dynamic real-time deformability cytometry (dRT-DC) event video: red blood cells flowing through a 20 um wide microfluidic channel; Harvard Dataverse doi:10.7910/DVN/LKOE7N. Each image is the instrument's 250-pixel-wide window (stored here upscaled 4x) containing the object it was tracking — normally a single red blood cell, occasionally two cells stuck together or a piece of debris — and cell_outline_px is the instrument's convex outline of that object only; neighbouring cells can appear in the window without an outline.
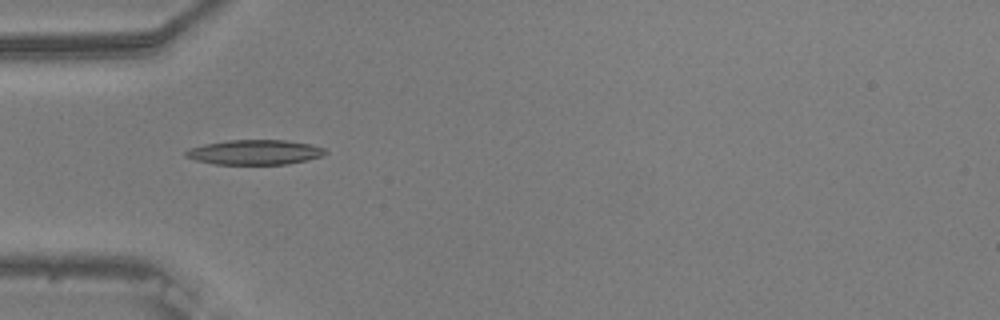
{"species": "common noctule bat (a hibernating species)", "species_latin": "Nyctalus noctula", "temperature_condition": "warm", "stored_images_in_passage": 38, "camera_frame_rate_fps": 3000, "um_per_image_px": 0.085, "animal": {"sex": "male", "body_mass_g": 20.5, "forearm_length_mm": 52.5}, "frame": {"image": 1, "passage_image": 1, "time_ms": 0.0, "image_size_px": [1000, 320], "cell_outline_px": [[328, 152], [320, 156], [288, 164], [212, 164], [196, 160], [184, 156], [184, 152], [188, 148], [204, 144], [228, 140], [288, 140], [312, 144], [324, 148]], "centroid_in_image_um": [21.62, 12.93], "position_along_channel_um": 63.4, "area_um2": 20.23}}
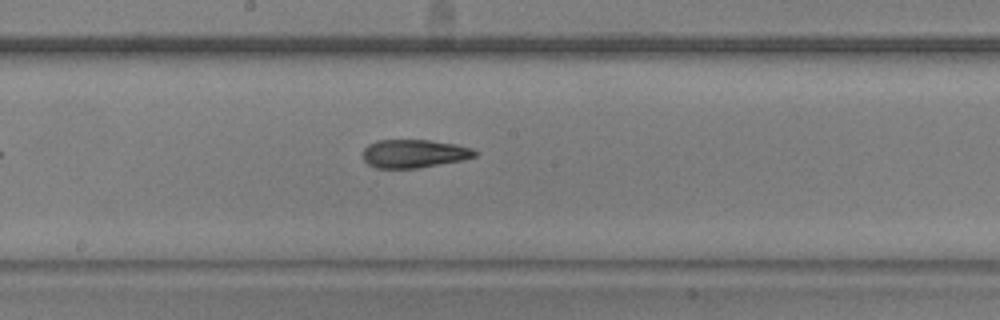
{"frame": {"image": 2, "passage_image": 13, "time_ms": 4.0, "image_size_px": [1000, 320], "cell_outline_px": [[480, 152], [476, 156], [464, 160], [416, 168], [376, 168], [368, 164], [364, 160], [364, 148], [368, 144], [376, 140], [428, 140], [456, 144], [472, 148]], "centroid_in_image_um": [35.23, 13.05], "position_along_channel_um": 213.0, "area_um2": 18.55}}
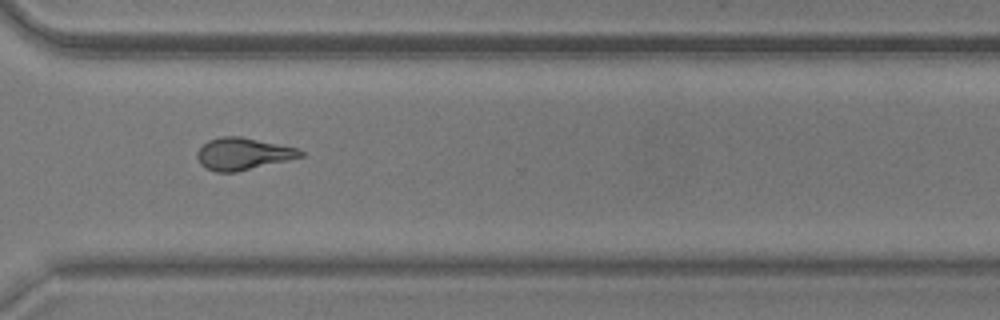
{"frame": {"image": 3, "passage_image": 24, "time_ms": 7.667, "image_size_px": [1000, 320], "cell_outline_px": [[304, 156], [288, 160], [236, 172], [216, 172], [204, 168], [200, 164], [196, 156], [196, 152], [208, 140], [220, 136], [240, 136], [300, 148], [304, 152]], "centroid_in_image_um": [20.65, 13.07], "position_along_channel_um": 350.0, "area_um2": 19.48}, "authors_computed_cell_mechanics": {"area_um2": 19.1318, "velocity_mm_per_s": 3.7542, "shape_relaxation_time_tau1_ms": null, "shape_relaxation_time_tau2_ms": 3.0769, "deformation_change_tau1": null, "deformation_change_tau2": 0.0995}}